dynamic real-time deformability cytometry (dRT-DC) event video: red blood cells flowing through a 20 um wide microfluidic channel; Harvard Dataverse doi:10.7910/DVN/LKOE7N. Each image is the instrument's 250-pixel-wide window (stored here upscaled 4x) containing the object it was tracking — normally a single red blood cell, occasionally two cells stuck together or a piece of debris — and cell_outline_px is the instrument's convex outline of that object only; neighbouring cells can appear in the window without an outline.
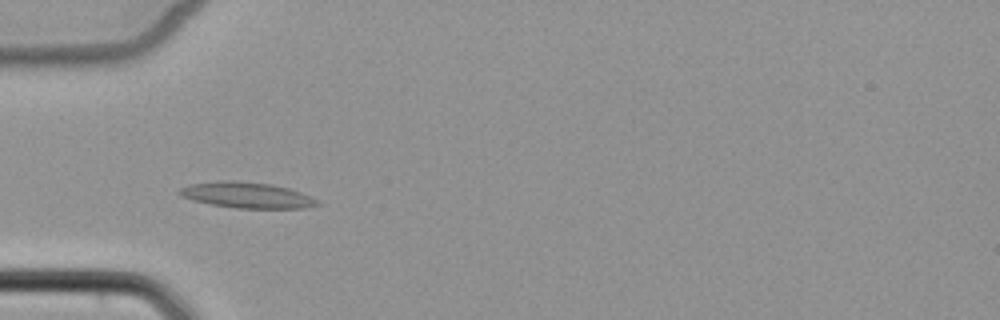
{"species": "common noctule bat (a hibernating species)", "species_latin": "Nyctalus noctula", "temperature_condition": "cold", "stored_images_in_passage": 6, "camera_frame_rate_fps": 3000, "um_per_image_px": 0.085, "animal": {"sex": "female", "body_mass_g": 22.7, "forearm_length_mm": 54.2}, "frame": {"image": 1, "passage_image": 4, "time_ms": 4.667, "image_size_px": [1000, 320], "cell_outline_px": [[320, 204], [304, 208], [236, 208], [212, 204], [192, 200], [180, 196], [176, 192], [180, 188], [188, 184], [220, 180], [232, 180], [272, 184], [288, 188], [300, 192], [320, 200]], "centroid_in_image_um": [20.95, 16.58], "position_along_channel_um": 64.0, "area_um2": 20.87}}
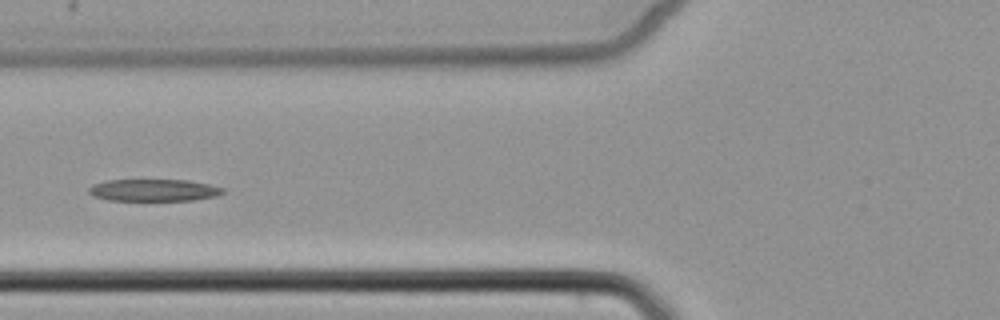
{"frame": {"image": 2, "passage_image": 5, "time_ms": 6.0, "image_size_px": [1000, 320], "cell_outline_px": [[224, 192], [216, 196], [192, 200], [108, 200], [92, 196], [88, 192], [88, 188], [92, 184], [108, 180], [188, 180], [208, 184], [224, 188]], "centroid_in_image_um": [13.03, 16.16], "position_along_channel_um": 112.8, "area_um2": 17.17}}
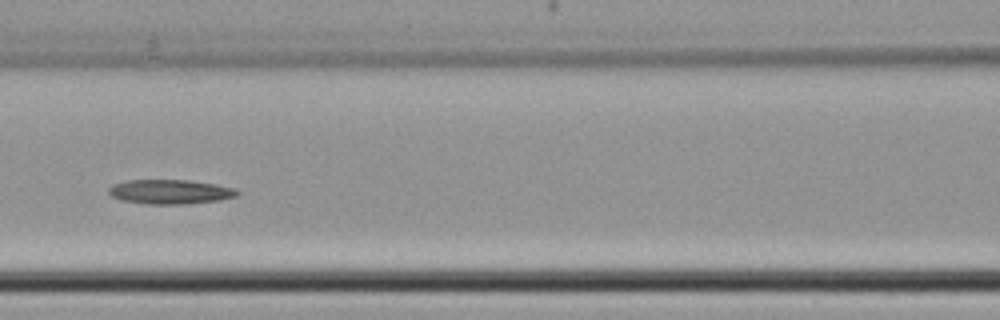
{"frame": {"image": 3, "passage_image": 6, "time_ms": 7.0, "image_size_px": [1000, 320], "cell_outline_px": [[240, 192], [236, 196], [220, 200], [180, 204], [148, 204], [124, 200], [112, 196], [108, 192], [108, 188], [112, 184], [128, 180], [188, 180], [216, 184], [236, 188]], "centroid_in_image_um": [14.48, 16.29], "position_along_channel_um": 152.1, "area_um2": 18.21}}